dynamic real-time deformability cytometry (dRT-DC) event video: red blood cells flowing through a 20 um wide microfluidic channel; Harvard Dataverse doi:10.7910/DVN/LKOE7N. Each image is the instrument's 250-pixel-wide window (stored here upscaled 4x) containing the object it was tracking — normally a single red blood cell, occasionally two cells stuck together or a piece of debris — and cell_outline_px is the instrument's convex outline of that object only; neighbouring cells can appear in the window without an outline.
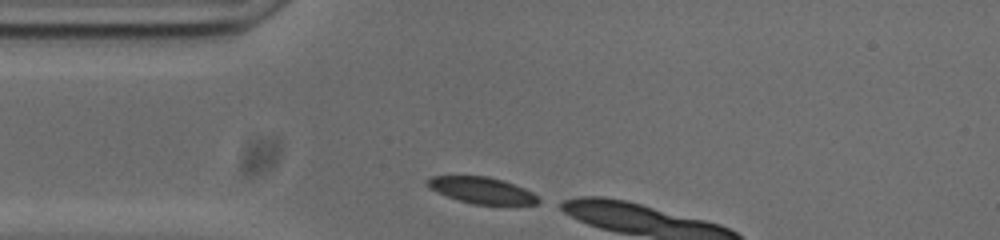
{"species": "common noctule bat (a hibernating species)", "species_latin": "Nyctalus noctula", "temperature_condition": "cold", "stored_images_in_passage": 6, "camera_frame_rate_fps": 3000, "um_per_image_px": 0.085, "animal": {"sex": "male", "body_mass_g": 20.0, "forearm_length_mm": 53.3}, "frame": {"image": 1, "passage_image": 1, "time_ms": 0.0, "image_size_px": [1000, 240], "cell_outline_px": [[540, 200], [536, 204], [472, 204], [436, 192], [428, 188], [424, 184], [432, 176], [488, 176], [504, 180], [524, 188], [532, 192]], "centroid_in_image_um": [40.92, 16.16], "position_along_channel_um": 44.1, "area_um2": 16.94}}